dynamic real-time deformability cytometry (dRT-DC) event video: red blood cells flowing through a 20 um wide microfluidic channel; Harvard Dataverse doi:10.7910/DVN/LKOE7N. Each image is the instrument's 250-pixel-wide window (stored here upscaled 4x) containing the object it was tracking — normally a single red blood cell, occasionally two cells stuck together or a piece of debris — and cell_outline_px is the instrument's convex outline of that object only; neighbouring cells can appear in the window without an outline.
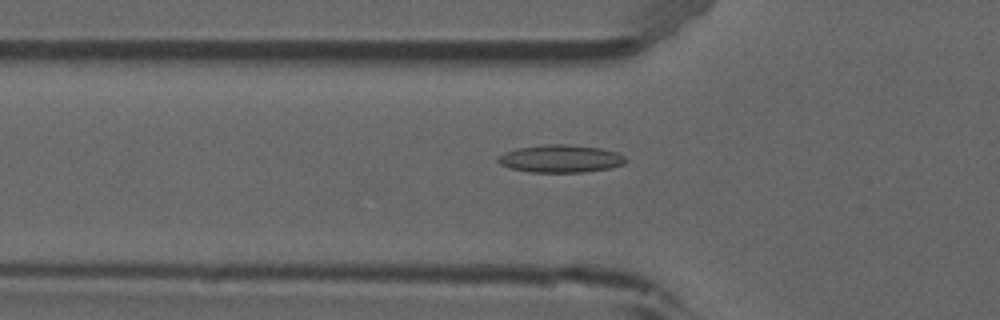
{"species": "common noctule bat (a hibernating species)", "species_latin": "Nyctalus noctula", "temperature_condition": "room temperature", "stored_images_in_passage": 53, "camera_frame_rate_fps": 3000, "um_per_image_px": 0.085, "animal": {"sex": "male", "forearm_length_mm": 52.5}, "frame": {"image": 1, "passage_image": 18, "time_ms": 5.667, "image_size_px": [1000, 320], "cell_outline_px": [[628, 160], [624, 164], [608, 168], [584, 172], [532, 172], [512, 168], [500, 164], [496, 160], [504, 152], [516, 148], [544, 144], [568, 144], [600, 148], [616, 152], [624, 156]], "centroid_in_image_um": [47.65, 13.48], "position_along_channel_um": 78.1, "area_um2": 20.52}}
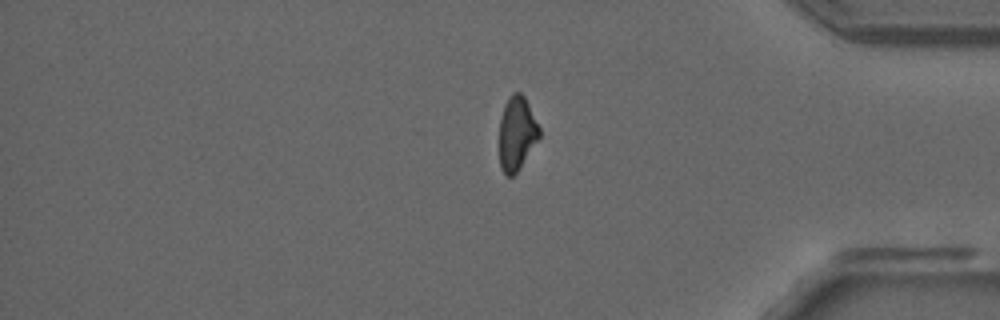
{"frame": {"image": 2, "passage_image": 44, "time_ms": 14.333, "image_size_px": [1000, 320], "cell_outline_px": [[540, 136], [516, 172], [512, 176], [508, 176], [500, 168], [500, 116], [504, 104], [508, 96], [512, 92], [520, 92], [524, 96], [540, 128]], "centroid_in_image_um": [43.91, 11.29], "position_along_channel_um": 391.3, "area_um2": 16.99}}
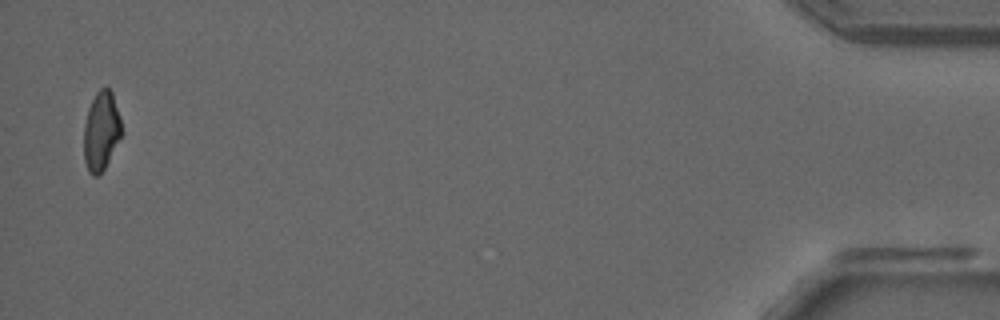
{"frame": {"image": 3, "passage_image": 52, "time_ms": 17.0, "image_size_px": [1000, 320], "cell_outline_px": [[120, 136], [104, 168], [96, 176], [92, 176], [88, 172], [84, 160], [84, 124], [88, 108], [96, 92], [100, 88], [108, 88], [112, 92], [120, 116]], "centroid_in_image_um": [8.57, 11.12], "position_along_channel_um": 426.6, "area_um2": 16.99}, "authors_computed_cell_mechanics": {"area_um2": 18.3804, "velocity_mm_per_s": 3.8795, "shape_relaxation_time_tau1_ms": null, "shape_relaxation_time_tau2_ms": 5.4874, "deformation_change_tau1": null, "deformation_change_tau2": 0.1427}}